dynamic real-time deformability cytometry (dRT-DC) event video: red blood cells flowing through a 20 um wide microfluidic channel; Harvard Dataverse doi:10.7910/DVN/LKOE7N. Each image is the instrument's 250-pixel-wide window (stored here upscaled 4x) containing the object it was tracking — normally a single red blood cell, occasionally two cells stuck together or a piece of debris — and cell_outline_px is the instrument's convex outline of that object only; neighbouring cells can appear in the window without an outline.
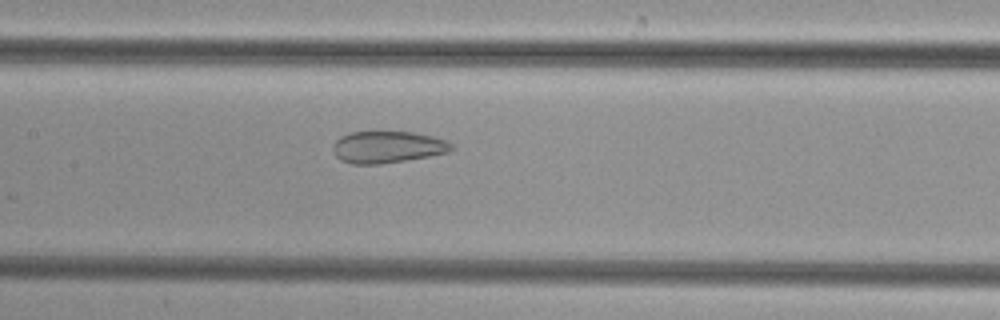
{"species": "common noctule bat (a hibernating species)", "species_latin": "Nyctalus noctula", "temperature_condition": "cold", "stored_images_in_passage": 34, "camera_frame_rate_fps": 3000, "um_per_image_px": 0.085, "animal": {"sex": "female", "body_mass_g": 29.2, "forearm_length_mm": 56.3}, "frame": {"image": 1, "passage_image": 14, "time_ms": 4.333, "image_size_px": [1000, 320], "cell_outline_px": [[452, 148], [448, 152], [428, 156], [380, 164], [352, 164], [340, 160], [336, 156], [332, 148], [332, 144], [340, 136], [352, 132], [412, 132], [432, 136], [448, 140], [452, 144]], "centroid_in_image_um": [32.91, 12.5], "position_along_channel_um": 174.5, "area_um2": 21.91}}
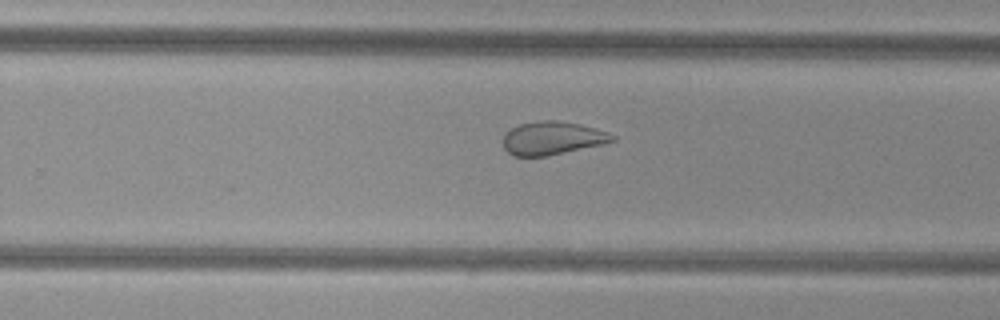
{"frame": {"image": 2, "passage_image": 22, "time_ms": 7.0, "image_size_px": [1000, 320], "cell_outline_px": [[616, 140], [604, 144], [548, 156], [512, 156], [504, 148], [504, 132], [520, 124], [540, 120], [556, 120], [580, 124], [608, 132], [616, 136]], "centroid_in_image_um": [46.96, 11.74], "position_along_channel_um": 282.8, "area_um2": 21.27}}
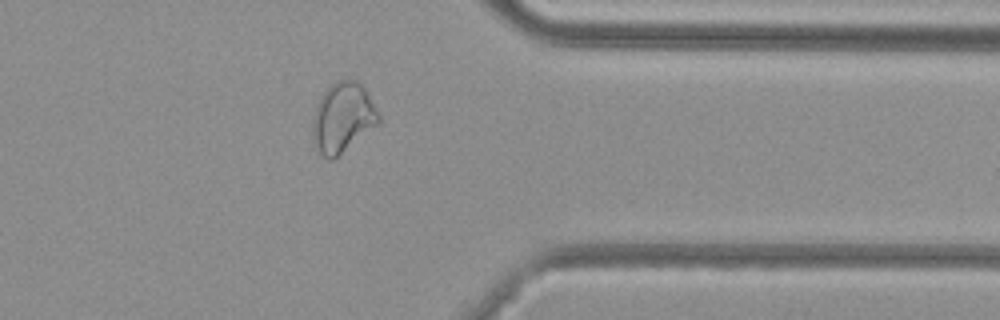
{"frame": {"image": 3, "passage_image": 30, "time_ms": 9.667, "image_size_px": [1000, 320], "cell_outline_px": [[380, 124], [332, 160], [328, 160], [320, 152], [312, 140], [312, 120], [316, 104], [320, 96], [336, 80], [360, 80], [380, 116]], "centroid_in_image_um": [29.13, 9.99], "position_along_channel_um": 382.3, "area_um2": 26.99}}